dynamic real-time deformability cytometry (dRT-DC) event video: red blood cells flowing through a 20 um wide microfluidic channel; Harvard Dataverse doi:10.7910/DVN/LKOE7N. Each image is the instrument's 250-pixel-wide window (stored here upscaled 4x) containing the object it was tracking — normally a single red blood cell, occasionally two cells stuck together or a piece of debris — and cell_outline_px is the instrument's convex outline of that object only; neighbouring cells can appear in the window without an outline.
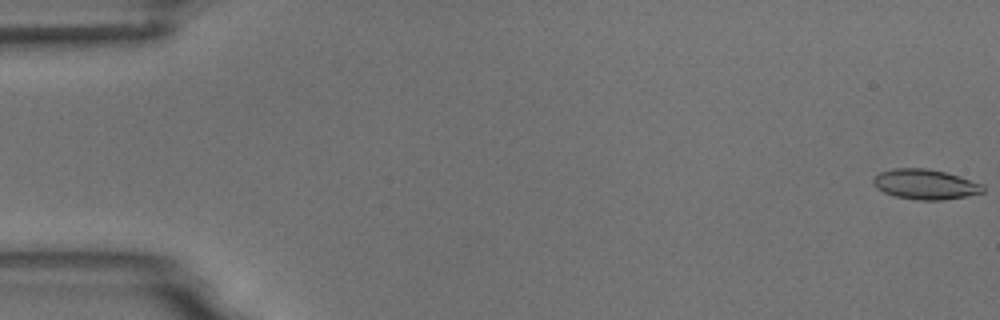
{"species": "common noctule bat (a hibernating species)", "species_latin": "Nyctalus noctula", "temperature_condition": "room temperature", "stored_images_in_passage": 5, "camera_frame_rate_fps": 3000, "um_per_image_px": 0.085, "animal": {"sex": "male", "body_mass_g": 18.8}, "frame": {"image": 1, "passage_image": 1, "time_ms": 0.0, "image_size_px": [1000, 320], "cell_outline_px": [[984, 192], [944, 200], [916, 200], [896, 196], [884, 192], [876, 188], [872, 184], [872, 180], [880, 172], [892, 168], [924, 168], [944, 172], [984, 184]], "centroid_in_image_um": [78.62, 15.67], "position_along_channel_um": 6.4, "area_um2": 19.13}}
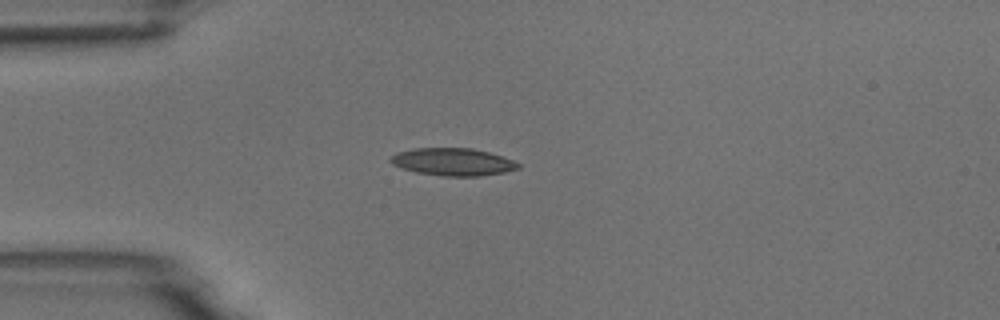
{"frame": {"image": 2, "passage_image": 5, "time_ms": 4.667, "image_size_px": [1000, 320], "cell_outline_px": [[520, 168], [504, 172], [480, 176], [444, 176], [416, 172], [392, 164], [388, 160], [396, 152], [412, 148], [472, 148], [488, 152], [512, 160], [520, 164]], "centroid_in_image_um": [38.47, 13.75], "position_along_channel_um": 46.5, "area_um2": 20.35}}